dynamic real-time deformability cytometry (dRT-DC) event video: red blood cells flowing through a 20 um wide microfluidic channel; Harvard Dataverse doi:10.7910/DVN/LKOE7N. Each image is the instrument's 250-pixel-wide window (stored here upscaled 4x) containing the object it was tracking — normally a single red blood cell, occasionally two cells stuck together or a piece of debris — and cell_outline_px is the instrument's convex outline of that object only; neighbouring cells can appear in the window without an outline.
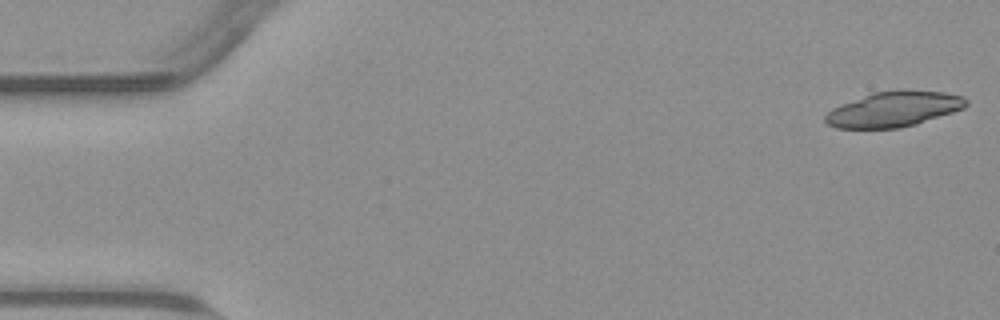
{"species": "common noctule bat (a hibernating species)", "species_latin": "Nyctalus noctula", "temperature_condition": "warm", "stored_images_in_passage": 18, "camera_frame_rate_fps": 3000, "um_per_image_px": 0.085, "animal": {"sex": "male", "body_mass_g": 23.1, "forearm_length_mm": 52.7}, "frame": {"image": 1, "passage_image": 1, "time_ms": 0.0, "image_size_px": [1000, 320], "cell_outline_px": [[968, 104], [964, 108], [916, 124], [900, 128], [836, 128], [828, 124], [824, 120], [824, 116], [832, 108], [840, 104], [872, 92], [904, 88], [944, 92], [964, 96], [968, 100]], "centroid_in_image_um": [75.98, 9.25], "position_along_channel_um": 9.0, "area_um2": 29.36}}